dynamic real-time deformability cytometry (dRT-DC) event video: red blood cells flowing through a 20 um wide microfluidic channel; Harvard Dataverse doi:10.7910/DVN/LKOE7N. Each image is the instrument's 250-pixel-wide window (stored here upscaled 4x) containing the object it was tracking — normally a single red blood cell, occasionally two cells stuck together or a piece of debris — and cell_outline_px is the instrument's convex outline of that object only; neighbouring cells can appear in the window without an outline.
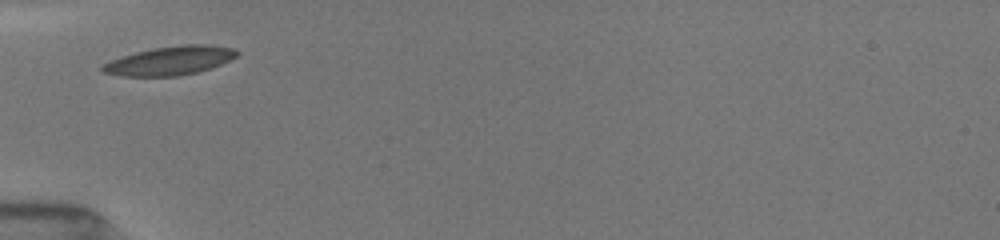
{"species": "common noctule bat (a hibernating species)", "species_latin": "Nyctalus noctula", "temperature_condition": "room temperature", "stored_images_in_passage": 5, "camera_frame_rate_fps": 3000, "um_per_image_px": 0.085, "animal": {"sex": "female", "body_mass_g": 19.5, "forearm_length_mm": 54.1}, "frame": {"image": 1, "passage_image": 1, "time_ms": 0.0, "image_size_px": [1000, 240], "cell_outline_px": [[240, 52], [236, 56], [212, 68], [180, 76], [120, 76], [104, 72], [100, 68], [100, 64], [108, 60], [120, 56], [136, 52], [156, 48], [180, 44], [208, 44], [236, 48]], "centroid_in_image_um": [14.43, 5.15], "position_along_channel_um": 70.6, "area_um2": 22.77}}
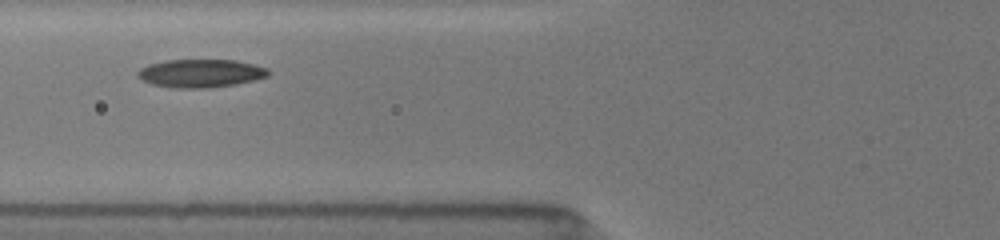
{"frame": {"image": 2, "passage_image": 4, "time_ms": 1.0, "image_size_px": [1000, 240], "cell_outline_px": [[272, 72], [268, 76], [236, 84], [208, 88], [176, 88], [152, 84], [136, 76], [136, 72], [140, 68], [148, 64], [164, 60], [236, 60], [268, 68]], "centroid_in_image_um": [17.05, 6.22], "position_along_channel_um": 108.8, "area_um2": 21.5}}